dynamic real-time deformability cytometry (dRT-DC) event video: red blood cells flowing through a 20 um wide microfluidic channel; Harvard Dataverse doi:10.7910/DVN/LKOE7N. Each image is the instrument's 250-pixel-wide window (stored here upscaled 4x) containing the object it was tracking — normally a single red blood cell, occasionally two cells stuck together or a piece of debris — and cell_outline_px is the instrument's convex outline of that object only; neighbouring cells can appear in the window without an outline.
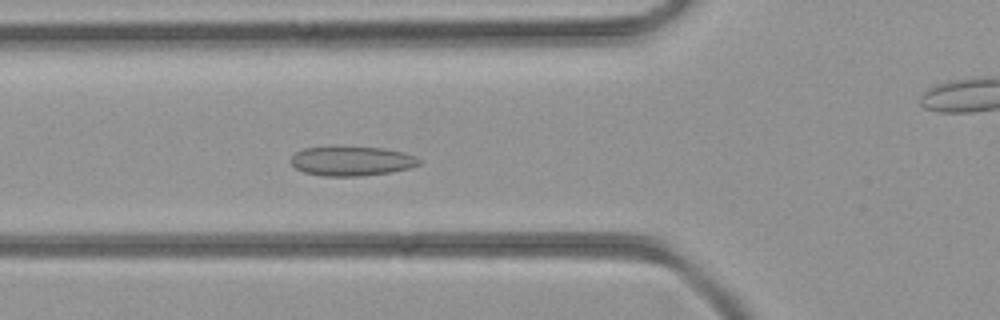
{"species": "common noctule bat (a hibernating species)", "species_latin": "Nyctalus noctula", "temperature_condition": "room temperature", "stored_images_in_passage": 36, "camera_frame_rate_fps": 3000, "um_per_image_px": 0.085, "animal": {"sex": "female", "body_mass_g": 21.9}, "frame": {"image": 1, "passage_image": 8, "time_ms": 2.333, "image_size_px": [1000, 320], "cell_outline_px": [[424, 160], [420, 164], [408, 168], [392, 172], [360, 176], [320, 176], [304, 172], [296, 168], [288, 160], [296, 152], [304, 148], [384, 148], [404, 152], [416, 156]], "centroid_in_image_um": [29.92, 13.71], "position_along_channel_um": 95.9, "area_um2": 21.85}}
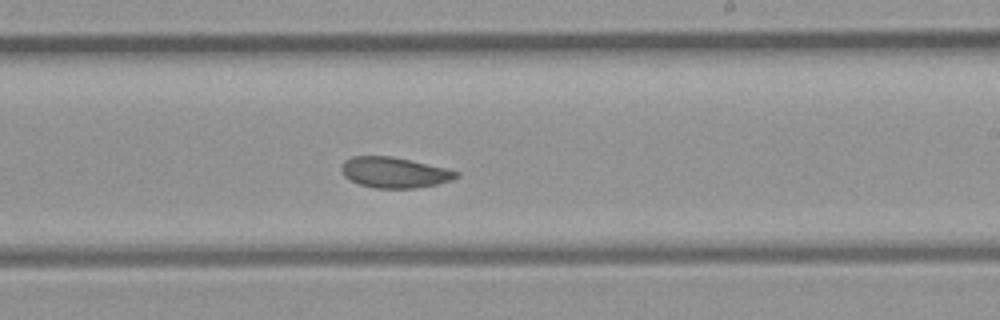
{"frame": {"image": 2, "passage_image": 18, "time_ms": 5.667, "image_size_px": [1000, 320], "cell_outline_px": [[460, 176], [452, 180], [436, 184], [416, 188], [376, 188], [360, 184], [344, 176], [340, 168], [340, 164], [344, 160], [352, 156], [392, 156], [448, 168], [460, 172]], "centroid_in_image_um": [33.54, 14.65], "position_along_channel_um": 255.5, "area_um2": 20.63}}
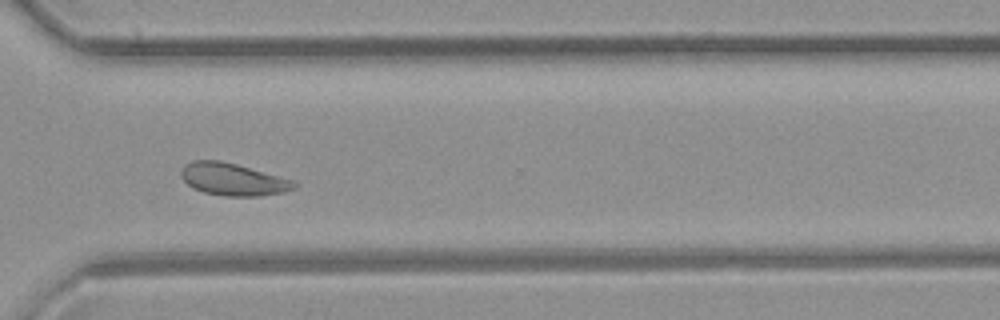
{"frame": {"image": 3, "passage_image": 24, "time_ms": 7.667, "image_size_px": [1000, 320], "cell_outline_px": [[296, 184], [292, 188], [284, 192], [260, 196], [224, 196], [204, 192], [192, 188], [180, 176], [180, 172], [184, 164], [192, 160], [220, 160], [236, 164], [292, 180]], "centroid_in_image_um": [19.73, 15.24], "position_along_channel_um": 350.9, "area_um2": 21.1}}